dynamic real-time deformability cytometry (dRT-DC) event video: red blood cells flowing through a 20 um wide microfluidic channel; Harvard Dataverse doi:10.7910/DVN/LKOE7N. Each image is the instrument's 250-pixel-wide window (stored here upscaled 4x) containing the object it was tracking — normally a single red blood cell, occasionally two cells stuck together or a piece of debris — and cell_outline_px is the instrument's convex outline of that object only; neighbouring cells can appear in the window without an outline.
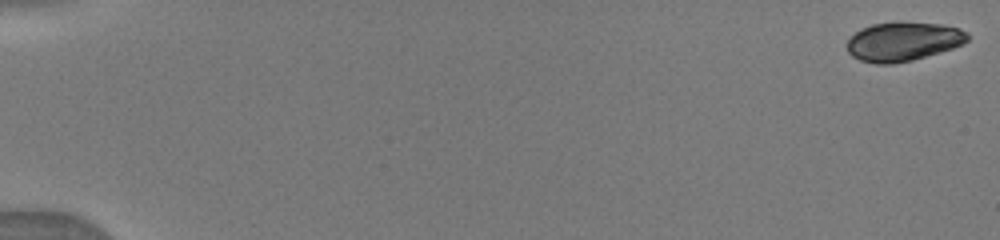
{"species": "human", "species_latin": "Homo sapiens", "temperature_condition": "warm", "stored_images_in_passage": 22, "camera_frame_rate_fps": 3000, "um_per_image_px": 0.085, "donor": {"sex": "male"}, "frame": {"image": 1, "passage_image": 1, "time_ms": 0.0, "image_size_px": [1000, 240], "cell_outline_px": [[968, 40], [964, 44], [952, 48], [912, 60], [892, 64], [876, 64], [860, 60], [852, 56], [848, 52], [848, 40], [860, 28], [872, 24], [896, 20], [940, 24], [960, 28], [968, 32]], "centroid_in_image_um": [76.77, 3.5], "position_along_channel_um": 8.2, "area_um2": 27.74}}